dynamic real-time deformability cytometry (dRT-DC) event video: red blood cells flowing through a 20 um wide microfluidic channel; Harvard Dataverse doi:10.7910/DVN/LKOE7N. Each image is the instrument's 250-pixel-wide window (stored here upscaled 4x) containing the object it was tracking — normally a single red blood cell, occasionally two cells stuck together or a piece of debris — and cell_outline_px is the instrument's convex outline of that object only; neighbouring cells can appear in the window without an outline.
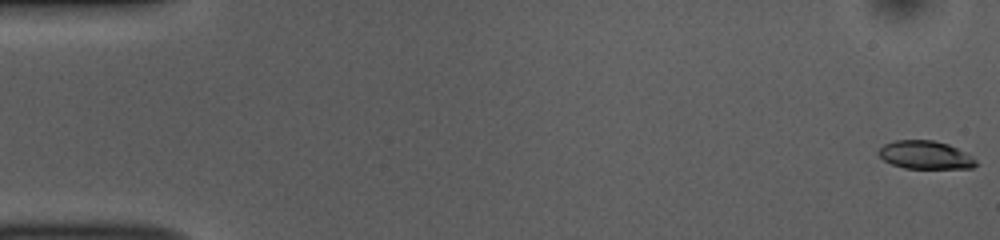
{"species": "common noctule bat (a hibernating species)", "species_latin": "Nyctalus noctula", "temperature_condition": "room temperature", "stored_images_in_passage": 52, "camera_frame_rate_fps": 3000, "um_per_image_px": 0.085, "animal": {"sex": "female", "body_mass_g": 10.0, "forearm_length_mm": 53.1}, "frame": {"image": 1, "passage_image": 1, "time_ms": 0.0, "image_size_px": [1000, 240], "cell_outline_px": [[980, 164], [972, 168], [904, 168], [892, 164], [884, 160], [876, 152], [884, 144], [896, 140], [932, 140], [948, 144], [972, 156]], "centroid_in_image_um": [78.66, 13.17], "position_along_channel_um": 6.3, "area_um2": 15.95}}
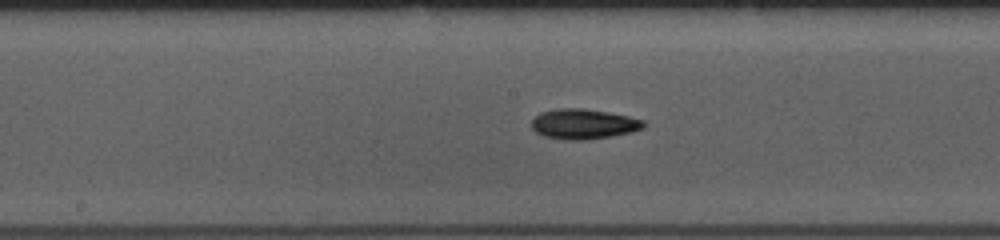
{"frame": {"image": 2, "passage_image": 27, "time_ms": 8.667, "image_size_px": [1000, 240], "cell_outline_px": [[648, 124], [644, 128], [632, 132], [612, 136], [584, 140], [568, 140], [544, 136], [536, 132], [532, 128], [532, 120], [540, 112], [556, 108], [580, 108], [608, 112], [628, 116], [644, 120]], "centroid_in_image_um": [49.63, 10.54], "position_along_channel_um": 198.6, "area_um2": 19.77}}
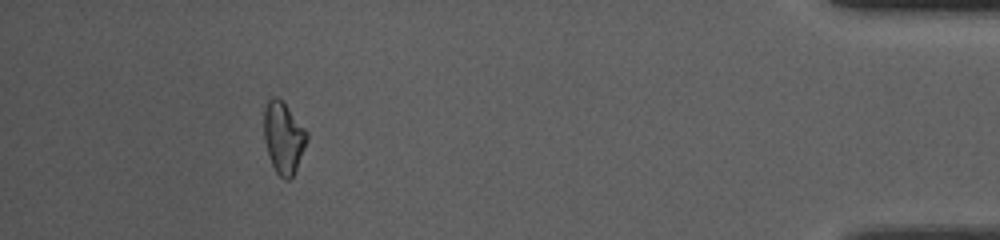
{"frame": {"image": 3, "passage_image": 48, "time_ms": 15.667, "image_size_px": [1000, 240], "cell_outline_px": [[308, 140], [296, 168], [292, 176], [288, 180], [284, 180], [276, 172], [272, 164], [264, 140], [264, 108], [268, 100], [272, 96], [276, 96], [288, 108], [308, 132]], "centroid_in_image_um": [24.09, 11.69], "position_along_channel_um": 411.1, "area_um2": 17.69}, "authors_computed_cell_mechanics": {"area_um2": 18.1781, "velocity_mm_per_s": 3.8708, "shape_relaxation_time_tau1_ms": 4.3916, "shape_relaxation_time_tau2_ms": 7.9985, "deformation_change_tau1": 0.1215, "deformation_change_tau2": 0.1608}}